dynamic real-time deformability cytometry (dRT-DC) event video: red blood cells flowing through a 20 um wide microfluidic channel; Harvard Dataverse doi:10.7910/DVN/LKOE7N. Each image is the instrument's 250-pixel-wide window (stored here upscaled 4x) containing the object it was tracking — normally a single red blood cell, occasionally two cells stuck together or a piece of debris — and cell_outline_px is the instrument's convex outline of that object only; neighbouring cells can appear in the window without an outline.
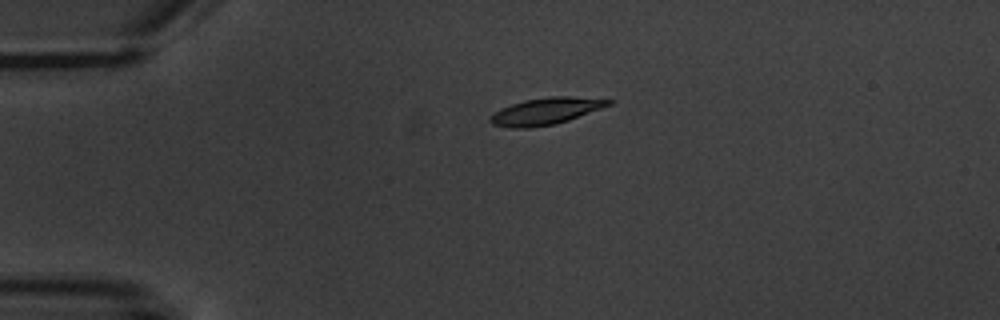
{"species": "common noctule bat (a hibernating species)", "species_latin": "Nyctalus noctula", "temperature_condition": "warm", "stored_images_in_passage": 5, "camera_frame_rate_fps": 3000, "um_per_image_px": 0.085, "animal": {"sex": "male", "body_mass_g": 20.1, "forearm_length_mm": 53.5}, "frame": {"image": 1, "passage_image": 4, "time_ms": 3.667, "image_size_px": [1000, 320], "cell_outline_px": [[616, 100], [612, 104], [568, 120], [556, 124], [528, 128], [508, 128], [492, 124], [488, 120], [496, 112], [512, 104], [524, 100], [552, 96], [568, 96]], "centroid_in_image_um": [46.41, 9.45], "position_along_channel_um": 38.6, "area_um2": 18.26}}